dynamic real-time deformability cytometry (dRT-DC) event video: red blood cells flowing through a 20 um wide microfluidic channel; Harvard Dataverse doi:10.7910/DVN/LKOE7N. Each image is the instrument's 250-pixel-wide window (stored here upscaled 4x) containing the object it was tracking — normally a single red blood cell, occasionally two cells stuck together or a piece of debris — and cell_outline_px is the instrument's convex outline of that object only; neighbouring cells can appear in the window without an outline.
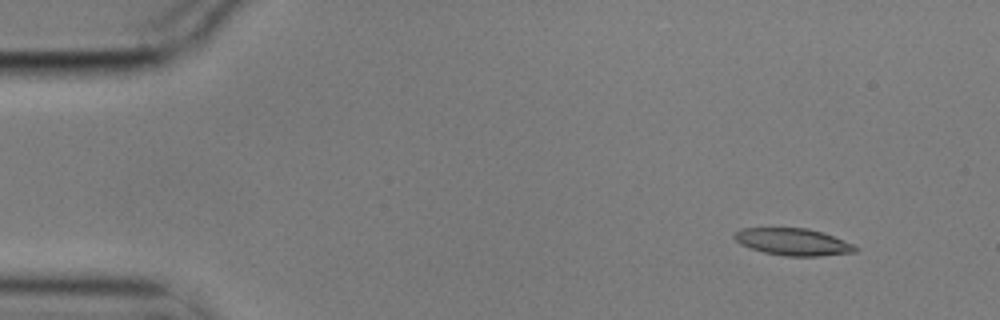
{"species": "common noctule bat (a hibernating species)", "species_latin": "Nyctalus noctula", "temperature_condition": "cold", "stored_images_in_passage": 3, "camera_frame_rate_fps": 3000, "um_per_image_px": 0.085, "animal": {"sex": "male", "body_mass_g": 17.9}, "frame": {"image": 1, "passage_image": 1, "time_ms": 0.0, "image_size_px": [1000, 320], "cell_outline_px": [[860, 248], [856, 252], [820, 256], [784, 256], [764, 252], [740, 244], [732, 236], [740, 228], [808, 228], [832, 236], [852, 244]], "centroid_in_image_um": [67.4, 20.56], "position_along_channel_um": 17.6, "area_um2": 18.9}}